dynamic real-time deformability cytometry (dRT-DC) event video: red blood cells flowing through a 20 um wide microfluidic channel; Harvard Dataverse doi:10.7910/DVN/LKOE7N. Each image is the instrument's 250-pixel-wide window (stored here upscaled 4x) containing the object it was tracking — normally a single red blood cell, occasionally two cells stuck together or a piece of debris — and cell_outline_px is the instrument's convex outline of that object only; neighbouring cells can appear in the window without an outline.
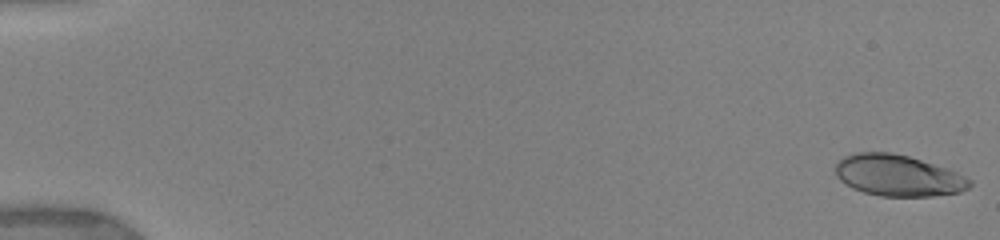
{"species": "human", "species_latin": "Homo sapiens", "temperature_condition": "warm", "stored_images_in_passage": 35, "camera_frame_rate_fps": 3000, "um_per_image_px": 0.085, "donor": {"sex": "female"}, "frame": {"image": 1, "passage_image": 1, "time_ms": 0.0, "image_size_px": [1000, 240], "cell_outline_px": [[972, 184], [968, 188], [960, 192], [932, 196], [880, 196], [864, 192], [852, 188], [840, 180], [836, 176], [836, 164], [844, 156], [852, 152], [892, 152], [908, 156], [948, 168], [972, 180]], "centroid_in_image_um": [76.33, 14.91], "position_along_channel_um": 8.7, "area_um2": 32.37}}
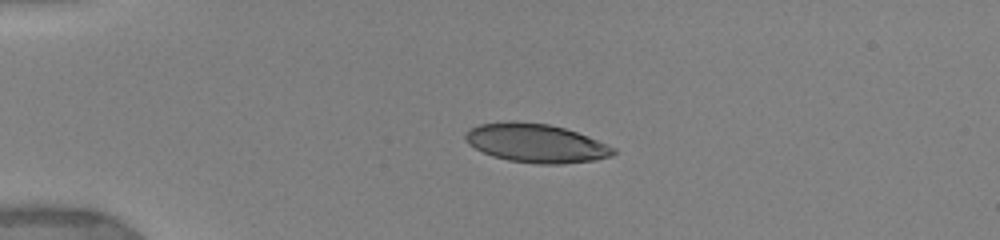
{"frame": {"image": 2, "passage_image": 24, "time_ms": 4.0, "image_size_px": [1000, 240], "cell_outline_px": [[616, 152], [612, 156], [596, 160], [560, 164], [536, 164], [508, 160], [492, 156], [468, 144], [464, 140], [464, 136], [468, 128], [480, 124], [508, 120], [512, 120], [548, 124], [564, 128], [588, 136], [616, 148]], "centroid_in_image_um": [45.54, 12.16], "position_along_channel_um": 39.5, "area_um2": 33.64}}